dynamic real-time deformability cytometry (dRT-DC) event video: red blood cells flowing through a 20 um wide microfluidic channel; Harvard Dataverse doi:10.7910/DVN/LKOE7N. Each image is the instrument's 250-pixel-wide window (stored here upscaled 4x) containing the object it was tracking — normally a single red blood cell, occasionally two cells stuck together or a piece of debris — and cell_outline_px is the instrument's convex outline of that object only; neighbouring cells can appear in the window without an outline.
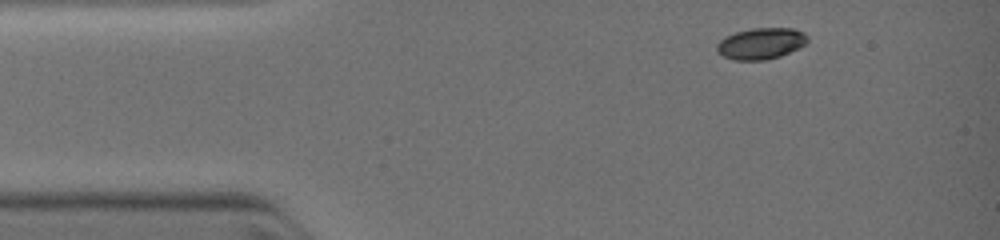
{"species": "common noctule bat (a hibernating species)", "species_latin": "Nyctalus noctula", "temperature_condition": "warm", "stored_images_in_passage": 3, "camera_frame_rate_fps": 3000, "um_per_image_px": 0.085, "animal": {"sex": "female", "body_mass_g": 19.0, "forearm_length_mm": 51.5}, "frame": {"image": 1, "passage_image": 1, "time_ms": 0.0, "image_size_px": [1000, 240], "cell_outline_px": [[808, 40], [800, 48], [780, 56], [764, 60], [736, 60], [724, 56], [716, 52], [716, 44], [720, 40], [736, 32], [752, 28], [792, 28], [804, 32], [808, 36]], "centroid_in_image_um": [64.69, 3.7], "position_along_channel_um": 20.3, "area_um2": 16.53}}
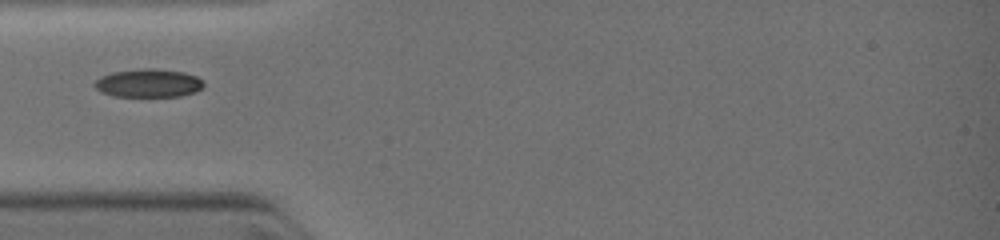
{"frame": {"image": 2, "passage_image": 3, "time_ms": 2.333, "image_size_px": [1000, 240], "cell_outline_px": [[204, 84], [196, 92], [180, 96], [116, 96], [100, 92], [92, 84], [100, 76], [112, 72], [184, 72], [196, 76]], "centroid_in_image_um": [12.58, 7.13], "position_along_channel_um": 72.4, "area_um2": 16.76}}